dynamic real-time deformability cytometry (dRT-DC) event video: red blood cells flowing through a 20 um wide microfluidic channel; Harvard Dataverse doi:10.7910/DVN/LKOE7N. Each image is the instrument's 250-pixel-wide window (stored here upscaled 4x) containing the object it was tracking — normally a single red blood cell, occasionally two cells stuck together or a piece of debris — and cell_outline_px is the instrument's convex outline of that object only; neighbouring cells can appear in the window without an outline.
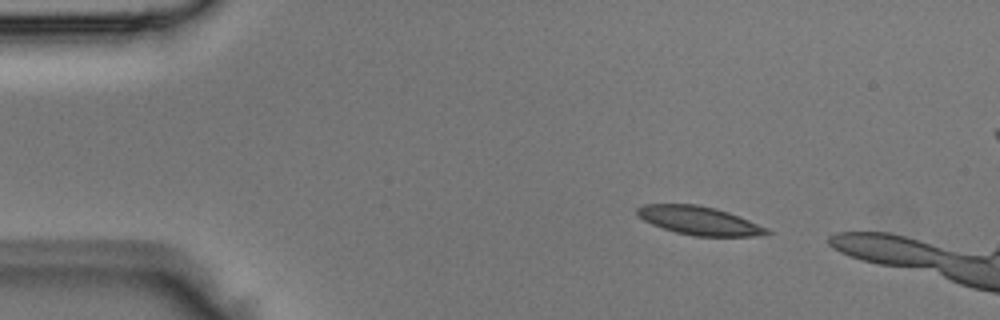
{"species": "Egyptian fruit bat (a non-hibernating species)", "species_latin": "Rousettus aegyptiacus", "temperature_condition": "room temperature", "stored_images_in_passage": 6, "camera_frame_rate_fps": 3000, "um_per_image_px": 0.085, "animal": {"sex": "male"}, "frame": {"image": 1, "passage_image": 1, "time_ms": 0.0, "image_size_px": [1000, 320], "cell_outline_px": [[772, 232], [752, 236], [692, 236], [676, 232], [652, 224], [644, 220], [636, 212], [636, 208], [644, 204], [696, 204], [716, 208], [728, 212], [768, 228]], "centroid_in_image_um": [59.41, 18.74], "position_along_channel_um": 25.6, "area_um2": 21.27}}